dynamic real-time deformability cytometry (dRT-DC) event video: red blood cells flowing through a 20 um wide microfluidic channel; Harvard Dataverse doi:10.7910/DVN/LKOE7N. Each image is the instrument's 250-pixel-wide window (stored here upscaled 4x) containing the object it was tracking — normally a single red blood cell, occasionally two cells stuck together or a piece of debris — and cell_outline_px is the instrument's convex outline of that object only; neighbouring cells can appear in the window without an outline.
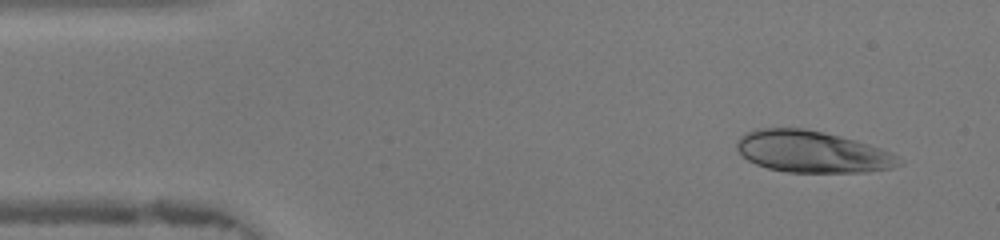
{"species": "human", "species_latin": "Homo sapiens", "temperature_condition": "warm", "stored_images_in_passage": 46, "camera_frame_rate_fps": 3000, "um_per_image_px": 0.085, "donor": {"sex": "female"}, "frame": {"image": 1, "passage_image": 4, "time_ms": 1.0, "image_size_px": [1000, 240], "cell_outline_px": [[900, 164], [892, 168], [864, 172], [788, 172], [768, 168], [756, 164], [748, 160], [736, 148], [736, 144], [740, 136], [744, 132], [756, 128], [804, 128], [824, 132], [856, 140], [880, 148], [896, 156]], "centroid_in_image_um": [68.97, 12.88], "position_along_channel_um": 16.0, "area_um2": 39.13}}
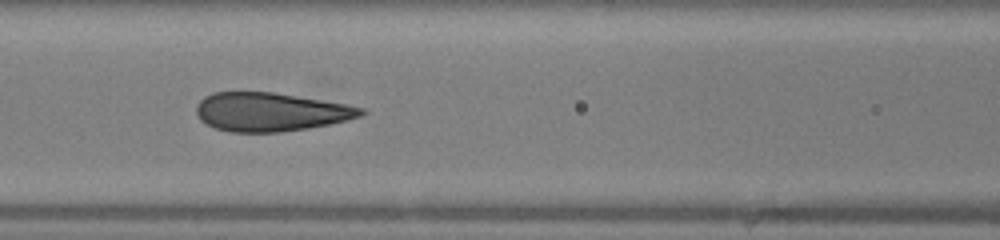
{"frame": {"image": 2, "passage_image": 19, "time_ms": 6.0, "image_size_px": [1000, 240], "cell_outline_px": [[368, 112], [360, 116], [348, 120], [308, 128], [280, 132], [232, 132], [216, 128], [200, 120], [196, 112], [196, 104], [204, 96], [212, 92], [272, 92], [348, 104], [364, 108]], "centroid_in_image_um": [23.0, 9.51], "position_along_channel_um": 143.6, "area_um2": 37.11}}
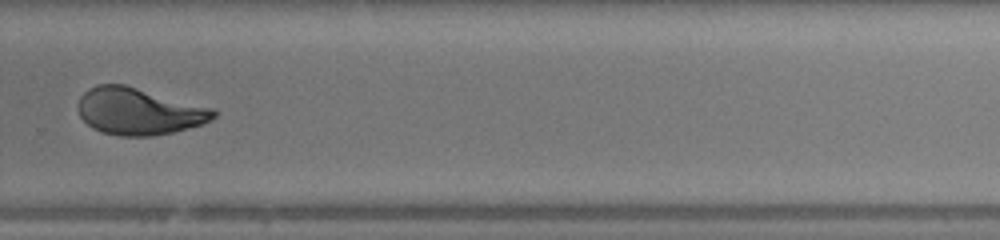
{"frame": {"image": 3, "passage_image": 31, "time_ms": 10.0, "image_size_px": [1000, 240], "cell_outline_px": [[216, 116], [200, 124], [172, 132], [152, 136], [120, 136], [104, 132], [92, 128], [80, 116], [76, 108], [76, 104], [80, 96], [88, 88], [100, 84], [124, 84], [216, 108]], "centroid_in_image_um": [11.77, 9.44], "position_along_channel_um": 318.0, "area_um2": 37.11}}